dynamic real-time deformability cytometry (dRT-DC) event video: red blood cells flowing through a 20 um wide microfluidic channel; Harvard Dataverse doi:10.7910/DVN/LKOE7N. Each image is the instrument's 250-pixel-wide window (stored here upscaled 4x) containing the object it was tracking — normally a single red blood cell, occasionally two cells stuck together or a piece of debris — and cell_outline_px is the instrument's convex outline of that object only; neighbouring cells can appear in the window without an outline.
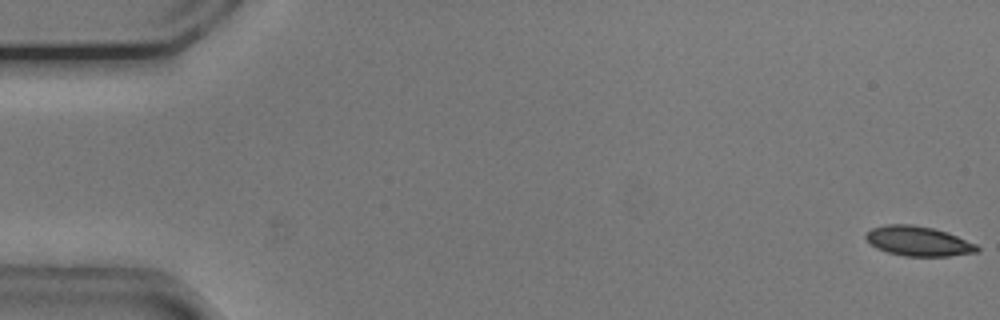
{"species": "common noctule bat (a hibernating species)", "species_latin": "Nyctalus noctula", "temperature_condition": "cold", "stored_images_in_passage": 54, "camera_frame_rate_fps": 3000, "um_per_image_px": 0.085, "animal": {"sex": "male", "body_mass_g": 20.5, "forearm_length_mm": 52.5}, "frame": {"image": 1, "passage_image": 1, "time_ms": 0.0, "image_size_px": [1000, 320], "cell_outline_px": [[980, 248], [976, 252], [948, 256], [904, 256], [888, 252], [876, 248], [864, 236], [872, 228], [884, 224], [912, 224], [932, 228], [948, 232], [976, 244]], "centroid_in_image_um": [78.05, 20.49], "position_along_channel_um": 6.9, "area_um2": 19.19}}
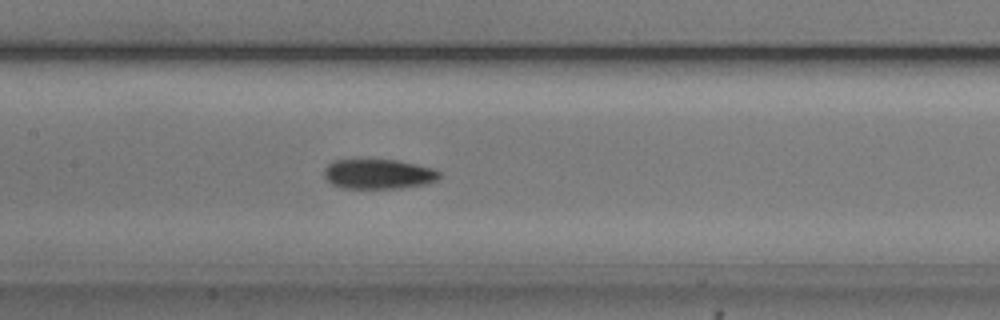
{"frame": {"image": 2, "passage_image": 26, "time_ms": 8.333, "image_size_px": [1000, 320], "cell_outline_px": [[440, 176], [436, 180], [424, 184], [400, 188], [344, 188], [332, 184], [324, 176], [324, 168], [332, 160], [356, 156], [396, 160], [416, 164], [432, 168], [440, 172]], "centroid_in_image_um": [32.08, 14.73], "position_along_channel_um": 175.3, "area_um2": 20.81}}
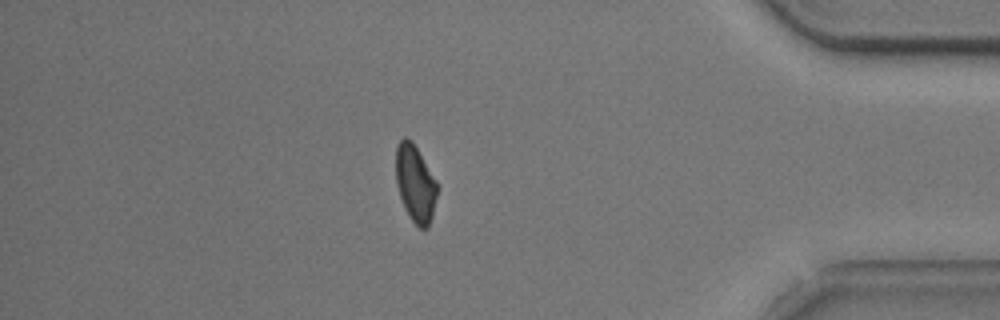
{"frame": {"image": 3, "passage_image": 47, "time_ms": 15.333, "image_size_px": [1000, 320], "cell_outline_px": [[440, 188], [432, 216], [428, 228], [420, 228], [412, 220], [404, 208], [396, 184], [396, 148], [400, 140], [404, 136], [416, 148], [436, 180]], "centroid_in_image_um": [35.32, 15.64], "position_along_channel_um": 399.9, "area_um2": 18.44}, "authors_computed_cell_mechanics": {"area_um2": 19.6809, "velocity_mm_per_s": 3.7337, "shape_relaxation_time_tau1_ms": 3.9906, "shape_relaxation_time_tau2_ms": 8.5464, "deformation_change_tau1": 0.1186, "deformation_change_tau2": 0.1435}}